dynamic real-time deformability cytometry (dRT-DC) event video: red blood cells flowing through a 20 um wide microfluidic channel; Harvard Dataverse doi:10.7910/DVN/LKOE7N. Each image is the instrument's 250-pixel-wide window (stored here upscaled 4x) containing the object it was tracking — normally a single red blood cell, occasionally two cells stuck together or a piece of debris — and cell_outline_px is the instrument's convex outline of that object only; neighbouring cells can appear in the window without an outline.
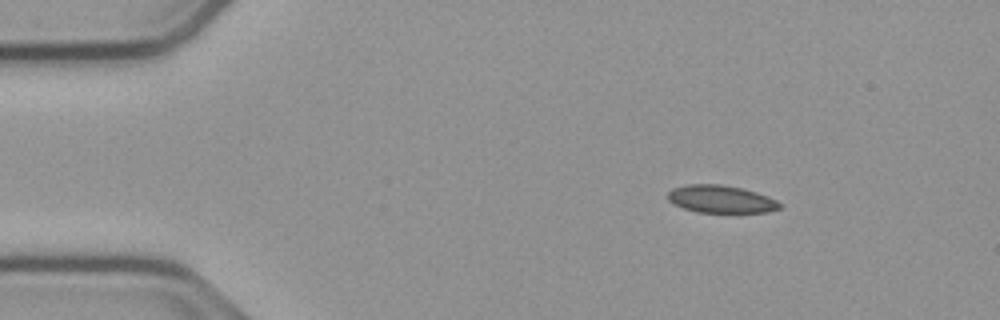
{"species": "common noctule bat (a hibernating species)", "species_latin": "Nyctalus noctula", "temperature_condition": "cold", "stored_images_in_passage": 48, "camera_frame_rate_fps": 3000, "um_per_image_px": 0.085, "animal": {"sex": "male", "body_mass_g": 23.1, "forearm_length_mm": 52.7}, "frame": {"image": 1, "passage_image": 1, "time_ms": 0.0, "image_size_px": [1000, 320], "cell_outline_px": [[780, 208], [768, 212], [696, 212], [684, 208], [668, 200], [668, 192], [672, 188], [684, 184], [720, 184], [744, 188], [768, 196], [776, 200], [780, 204]], "centroid_in_image_um": [61.27, 16.91], "position_along_channel_um": 23.7, "area_um2": 17.98}}
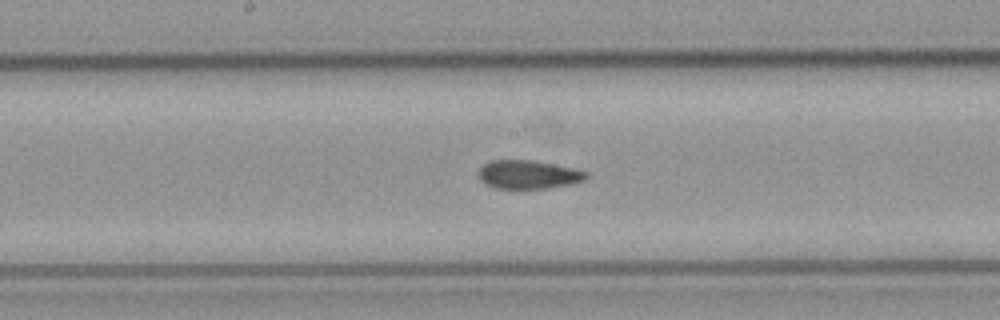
{"frame": {"image": 2, "passage_image": 21, "time_ms": 6.667, "image_size_px": [1000, 320], "cell_outline_px": [[588, 176], [584, 180], [568, 184], [544, 188], [496, 188], [484, 184], [480, 180], [476, 172], [484, 164], [492, 160], [532, 160], [572, 168], [588, 172]], "centroid_in_image_um": [44.84, 14.83], "position_along_channel_um": 203.4, "area_um2": 17.74}}
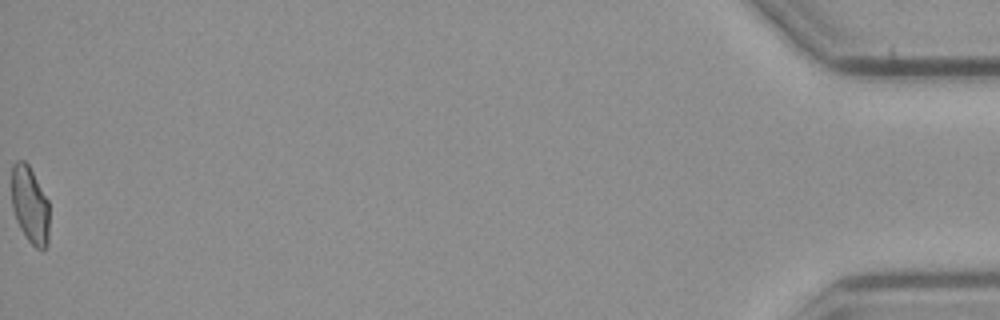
{"frame": {"image": 3, "passage_image": 48, "time_ms": 15.667, "image_size_px": [1000, 320], "cell_outline_px": [[48, 244], [44, 248], [36, 248], [28, 240], [20, 228], [16, 220], [12, 208], [12, 164], [16, 160], [24, 160], [28, 164], [48, 200]], "centroid_in_image_um": [2.53, 17.4], "position_along_channel_um": 432.7, "area_um2": 16.82}, "authors_computed_cell_mechanics": {"area_um2": 18.3804, "velocity_mm_per_s": 3.759, "shape_relaxation_time_tau1_ms": null, "shape_relaxation_time_tau2_ms": 1.3896, "deformation_change_tau1": null, "deformation_change_tau2": 0.0821}}